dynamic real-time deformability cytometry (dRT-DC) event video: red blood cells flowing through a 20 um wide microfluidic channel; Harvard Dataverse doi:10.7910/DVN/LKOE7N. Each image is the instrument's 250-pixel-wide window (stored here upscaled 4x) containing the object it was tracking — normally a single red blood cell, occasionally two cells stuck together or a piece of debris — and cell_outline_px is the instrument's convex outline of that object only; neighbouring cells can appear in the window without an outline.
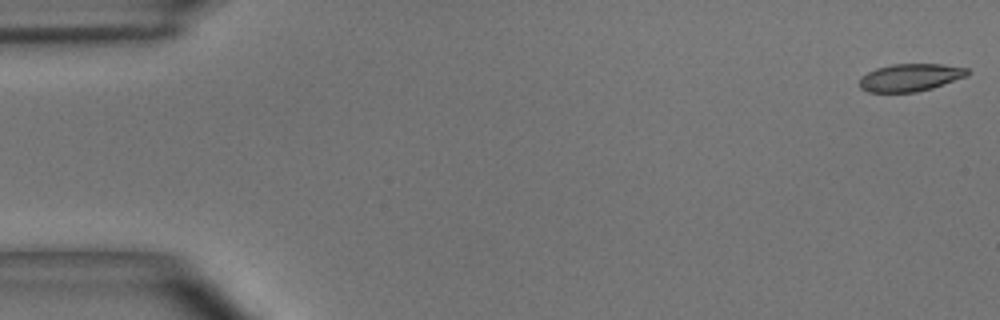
{"species": "common noctule bat (a hibernating species)", "species_latin": "Nyctalus noctula", "temperature_condition": "room temperature", "stored_images_in_passage": 55, "camera_frame_rate_fps": 3000, "um_per_image_px": 0.085, "animal": {"sex": "male", "body_mass_g": 15.6}, "frame": {"image": 1, "passage_image": 1, "time_ms": 0.0, "image_size_px": [1000, 320], "cell_outline_px": [[968, 76], [932, 88], [916, 92], [868, 92], [860, 88], [860, 76], [876, 68], [892, 64], [944, 64], [968, 68]], "centroid_in_image_um": [77.37, 6.58], "position_along_channel_um": 7.6, "area_um2": 17.4}}
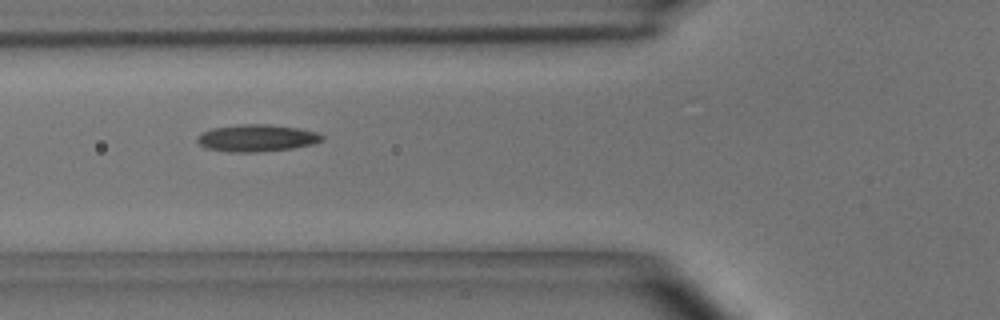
{"frame": {"image": 2, "passage_image": 20, "time_ms": 6.333, "image_size_px": [1000, 320], "cell_outline_px": [[324, 140], [312, 144], [292, 148], [256, 152], [228, 152], [204, 148], [196, 140], [196, 136], [200, 132], [212, 128], [240, 124], [268, 124], [300, 128], [316, 132], [324, 136]], "centroid_in_image_um": [21.78, 11.73], "position_along_channel_um": 104.0, "area_um2": 19.88}}
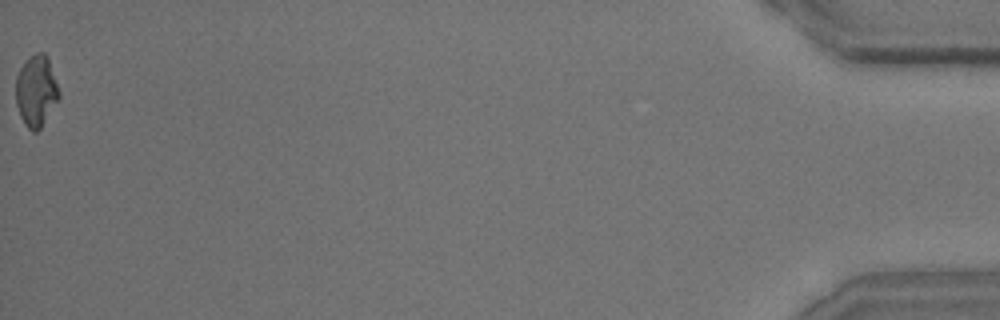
{"frame": {"image": 3, "passage_image": 55, "time_ms": 18.0, "image_size_px": [1000, 320], "cell_outline_px": [[60, 96], [40, 128], [36, 132], [32, 132], [24, 124], [20, 116], [16, 104], [16, 76], [20, 68], [36, 52], [44, 52], [48, 56], [60, 92]], "centroid_in_image_um": [3.08, 7.73], "position_along_channel_um": 432.1, "area_um2": 17.8}, "authors_computed_cell_mechanics": {"area_um2": 18.3226, "velocity_mm_per_s": 3.6377, "shape_relaxation_time_tau1_ms": 5.8358, "shape_relaxation_time_tau2_ms": 2.8511, "deformation_change_tau1": 0.1771, "deformation_change_tau2": 0.1067}}